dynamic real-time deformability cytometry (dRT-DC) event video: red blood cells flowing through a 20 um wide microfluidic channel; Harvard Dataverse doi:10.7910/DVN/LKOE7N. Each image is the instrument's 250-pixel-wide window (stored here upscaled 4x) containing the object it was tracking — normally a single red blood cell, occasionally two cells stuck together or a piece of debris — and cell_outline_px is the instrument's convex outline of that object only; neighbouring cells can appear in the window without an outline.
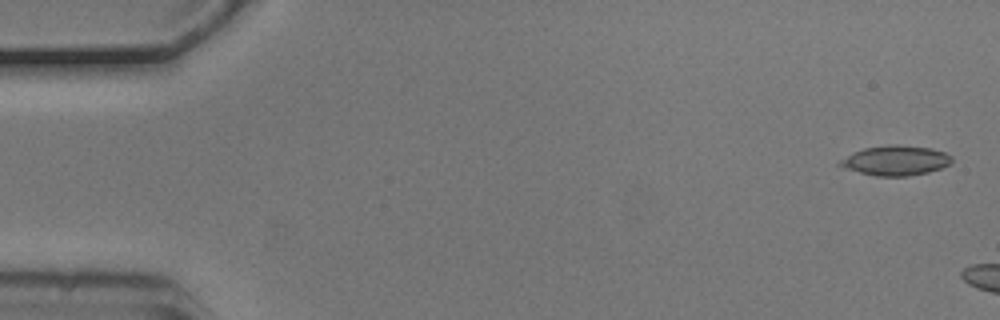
{"species": "common noctule bat (a hibernating species)", "species_latin": "Nyctalus noctula", "temperature_condition": "cold", "stored_images_in_passage": 4, "camera_frame_rate_fps": 3000, "um_per_image_px": 0.085, "animal": {"sex": "male", "body_mass_g": 20.5, "forearm_length_mm": 52.5}, "frame": {"image": 1, "passage_image": 1, "time_ms": 0.0, "image_size_px": [1000, 320], "cell_outline_px": [[952, 160], [948, 164], [940, 168], [928, 172], [908, 176], [876, 176], [860, 172], [836, 164], [840, 160], [852, 152], [864, 148], [896, 144], [928, 148], [944, 152], [952, 156]], "centroid_in_image_um": [76.12, 13.64], "position_along_channel_um": 8.9, "area_um2": 19.13}}